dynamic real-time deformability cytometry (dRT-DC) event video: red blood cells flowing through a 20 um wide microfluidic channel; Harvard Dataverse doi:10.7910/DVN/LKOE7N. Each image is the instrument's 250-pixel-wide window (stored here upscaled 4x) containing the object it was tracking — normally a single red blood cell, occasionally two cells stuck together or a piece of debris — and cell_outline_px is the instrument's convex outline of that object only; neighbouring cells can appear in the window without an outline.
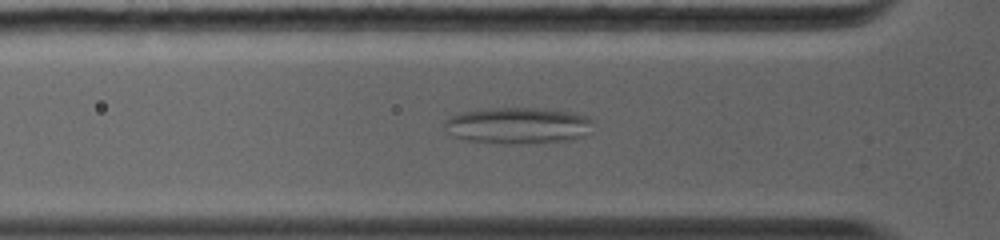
{"species": "common noctule bat (a hibernating species)", "species_latin": "Nyctalus noctula", "temperature_condition": "warm", "stored_images_in_passage": 43, "camera_frame_rate_fps": 5000, "um_per_image_px": 0.085, "animal": {"sex": "female", "body_mass_g": 19.0, "forearm_length_mm": 56.7}, "frame": {"image": 1, "passage_image": 11, "time_ms": 3.4, "image_size_px": [1000, 240], "cell_outline_px": [[592, 120], [580, 136], [572, 140], [468, 140], [452, 136], [444, 124], [444, 120], [448, 116], [460, 112], [492, 108], [544, 108], [572, 112], [584, 116]], "centroid_in_image_um": [43.92, 10.58], "position_along_channel_um": 81.9, "area_um2": 29.48}}
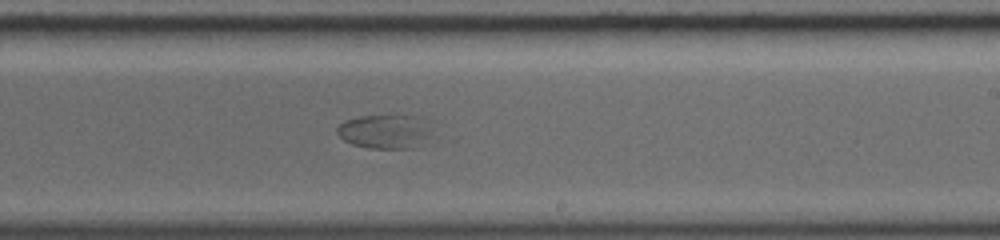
{"frame": {"image": 2, "passage_image": 24, "time_ms": 7.6, "image_size_px": [1000, 240], "cell_outline_px": [[432, 136], [416, 148], [368, 148], [352, 144], [344, 140], [336, 132], [336, 128], [344, 120], [360, 116], [420, 116], [428, 120]], "centroid_in_image_um": [32.76, 11.18], "position_along_channel_um": 256.2, "area_um2": 19.07}}
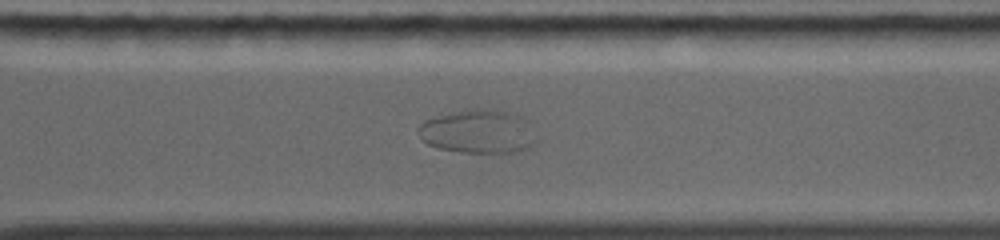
{"frame": {"image": 3, "passage_image": 31, "time_ms": 9.4, "image_size_px": [1000, 240], "cell_outline_px": [[536, 140], [528, 148], [512, 152], [460, 152], [436, 148], [420, 140], [416, 132], [416, 128], [424, 120], [472, 108], [476, 108], [512, 112], [528, 120], [532, 124]], "centroid_in_image_um": [40.62, 11.18], "position_along_channel_um": 330.0, "area_um2": 30.17}}